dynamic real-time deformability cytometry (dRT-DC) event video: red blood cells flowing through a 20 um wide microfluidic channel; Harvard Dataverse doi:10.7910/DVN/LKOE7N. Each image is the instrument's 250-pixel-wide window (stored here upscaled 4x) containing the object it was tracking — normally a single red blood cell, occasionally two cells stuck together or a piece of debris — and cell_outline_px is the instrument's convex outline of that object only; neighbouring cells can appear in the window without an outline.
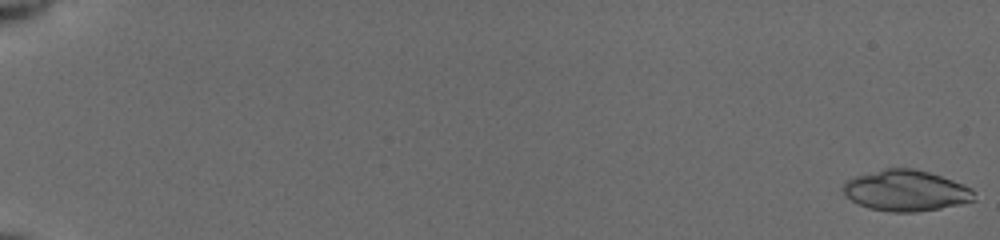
{"species": "common noctule bat (a hibernating species)", "species_latin": "Nyctalus noctula", "temperature_condition": "cold", "stored_images_in_passage": 54, "camera_frame_rate_fps": 3000, "um_per_image_px": 0.085, "animal": {"sex": "female", "body_mass_g": 19.5, "forearm_length_mm": 54.1}, "frame": {"image": 1, "passage_image": 1, "time_ms": 0.0, "image_size_px": [1000, 240], "cell_outline_px": [[976, 200], [960, 204], [940, 208], [916, 212], [892, 212], [868, 208], [844, 196], [844, 184], [848, 180], [856, 176], [884, 168], [912, 168], [928, 172], [964, 184], [972, 188]], "centroid_in_image_um": [77.02, 16.21], "position_along_channel_um": 8.0, "area_um2": 31.1}}
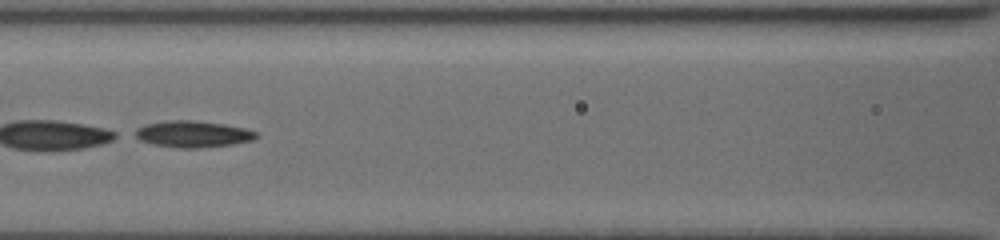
{"frame": {"image": 2, "passage_image": 28, "time_ms": 9.0, "image_size_px": [1000, 240], "cell_outline_px": [[260, 136], [252, 140], [232, 144], [200, 148], [176, 148], [152, 144], [140, 140], [132, 136], [128, 132], [144, 124], [168, 120], [192, 120], [224, 124], [244, 128], [256, 132]], "centroid_in_image_um": [16.29, 11.39], "position_along_channel_um": 150.3, "area_um2": 19.07}}